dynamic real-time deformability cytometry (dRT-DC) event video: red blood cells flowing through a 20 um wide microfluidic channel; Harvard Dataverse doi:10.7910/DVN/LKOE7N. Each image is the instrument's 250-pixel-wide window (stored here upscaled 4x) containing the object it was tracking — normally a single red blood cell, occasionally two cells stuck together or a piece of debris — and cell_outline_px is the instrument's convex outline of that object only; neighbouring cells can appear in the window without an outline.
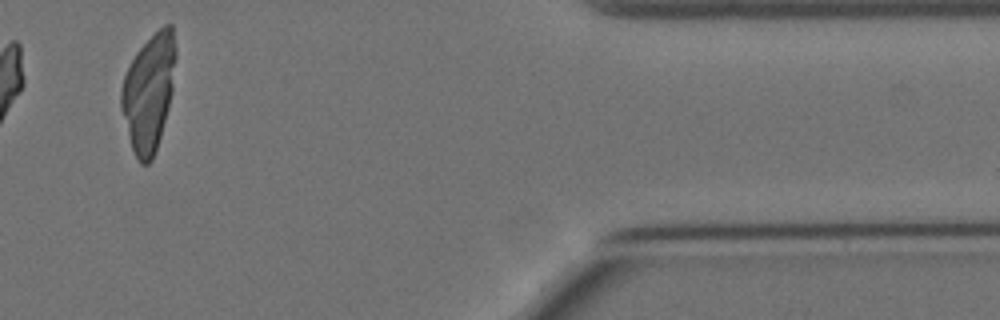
{"species": "Egyptian fruit bat (a non-hibernating species)", "species_latin": "Rousettus aegyptiacus", "temperature_condition": "cold", "stored_images_in_passage": 13, "camera_frame_rate_fps": 3000, "um_per_image_px": 0.085, "animal": {"sex": "female"}, "frame": {"image": 1, "passage_image": 11, "time_ms": 12.667, "image_size_px": [1000, 320], "cell_outline_px": [[176, 56], [172, 92], [160, 136], [152, 160], [148, 164], [140, 164], [132, 152], [120, 108], [120, 88], [124, 76], [136, 52], [164, 24], [172, 24], [176, 52]], "centroid_in_image_um": [12.63, 7.88], "position_along_channel_um": 398.8, "area_um2": 37.05}, "authors_computed_cell_mechanics": {"area_um2": 19.4786, "velocity_mm_per_s": 3.4742, "shape_relaxation_time_tau1_ms": null, "shape_relaxation_time_tau2_ms": 8.2074, "deformation_change_tau1": null, "deformation_change_tau2": 0.1613}}